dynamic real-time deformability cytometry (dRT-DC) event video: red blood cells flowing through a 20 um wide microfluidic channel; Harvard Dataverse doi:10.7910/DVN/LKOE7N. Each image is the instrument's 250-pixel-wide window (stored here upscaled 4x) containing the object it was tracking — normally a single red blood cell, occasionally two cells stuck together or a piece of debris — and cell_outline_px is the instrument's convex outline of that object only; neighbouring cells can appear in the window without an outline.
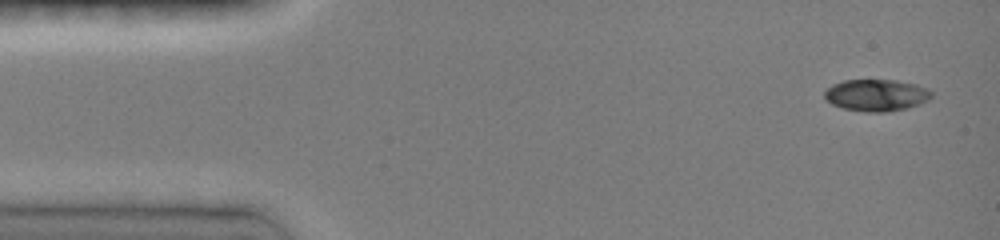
{"species": "common noctule bat (a hibernating species)", "species_latin": "Nyctalus noctula", "temperature_condition": "room temperature", "stored_images_in_passage": 5, "camera_frame_rate_fps": 3000, "um_per_image_px": 0.085, "animal": {"sex": "female", "body_mass_g": 19.0, "forearm_length_mm": 51.5}, "frame": {"image": 1, "passage_image": 1, "time_ms": 0.0, "image_size_px": [1000, 240], "cell_outline_px": [[932, 96], [928, 100], [920, 104], [908, 108], [884, 112], [868, 112], [844, 108], [832, 104], [824, 96], [824, 92], [832, 84], [844, 80], [896, 80], [916, 84], [928, 88], [932, 92]], "centroid_in_image_um": [74.52, 8.08], "position_along_channel_um": 10.5, "area_um2": 19.83}}
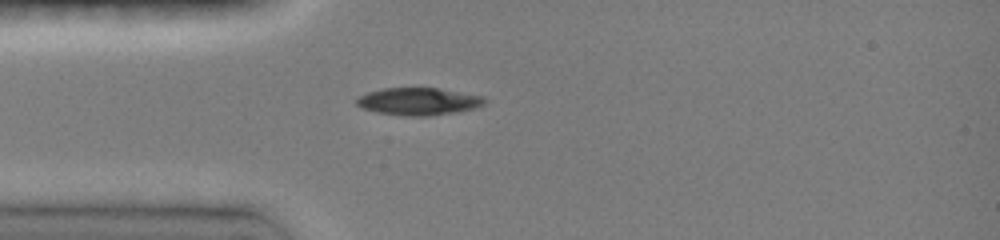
{"frame": {"image": 2, "passage_image": 5, "time_ms": 3.333, "image_size_px": [1000, 240], "cell_outline_px": [[488, 100], [484, 104], [476, 108], [456, 112], [428, 116], [404, 116], [376, 112], [360, 108], [356, 104], [356, 100], [360, 96], [368, 92], [384, 88], [436, 88], [484, 96]], "centroid_in_image_um": [35.58, 8.63], "position_along_channel_um": 49.4, "area_um2": 20.52}}